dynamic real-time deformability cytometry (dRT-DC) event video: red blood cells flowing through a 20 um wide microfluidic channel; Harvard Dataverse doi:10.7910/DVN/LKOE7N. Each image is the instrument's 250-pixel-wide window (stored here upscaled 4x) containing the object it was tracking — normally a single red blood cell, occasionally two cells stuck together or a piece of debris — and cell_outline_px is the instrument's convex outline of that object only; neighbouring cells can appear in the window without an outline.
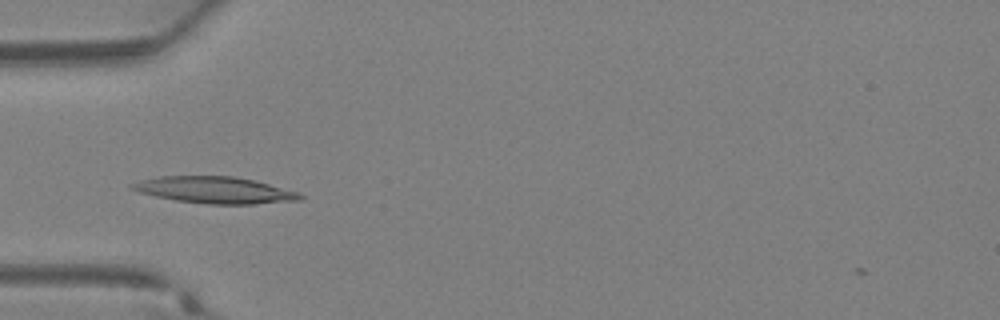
{"species": "Egyptian fruit bat (a non-hibernating species)", "species_latin": "Rousettus aegyptiacus", "temperature_condition": "warm", "stored_images_in_passage": 26, "camera_frame_rate_fps": 3000, "um_per_image_px": 0.085, "animal": {"sex": "female"}, "frame": {"image": 1, "passage_image": 1, "time_ms": 0.0, "image_size_px": [1000, 320], "cell_outline_px": [[304, 196], [300, 200], [256, 204], [208, 204], [176, 200], [156, 196], [140, 192], [128, 188], [128, 184], [140, 180], [160, 176], [232, 176], [256, 180], [300, 192]], "centroid_in_image_um": [18.28, 16.15], "position_along_channel_um": 66.7, "area_um2": 26.24}}
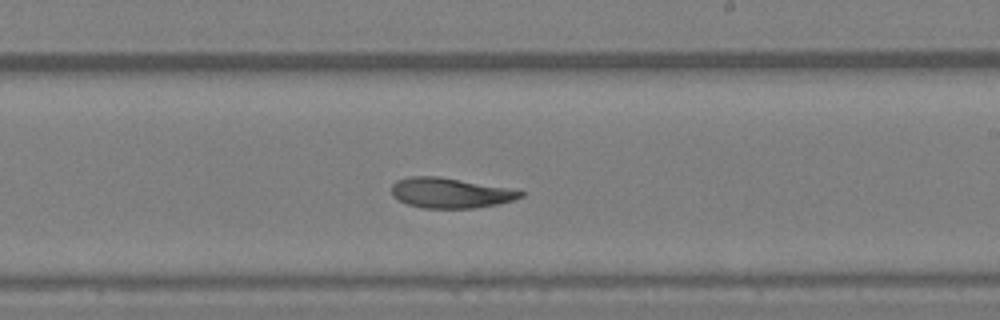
{"frame": {"image": 2, "passage_image": 11, "time_ms": 3.333, "image_size_px": [1000, 320], "cell_outline_px": [[524, 196], [512, 200], [496, 204], [476, 208], [424, 208], [408, 204], [392, 196], [392, 184], [396, 180], [408, 176], [440, 176], [520, 188], [524, 192]], "centroid_in_image_um": [38.36, 16.37], "position_along_channel_um": 250.6, "area_um2": 23.29}}
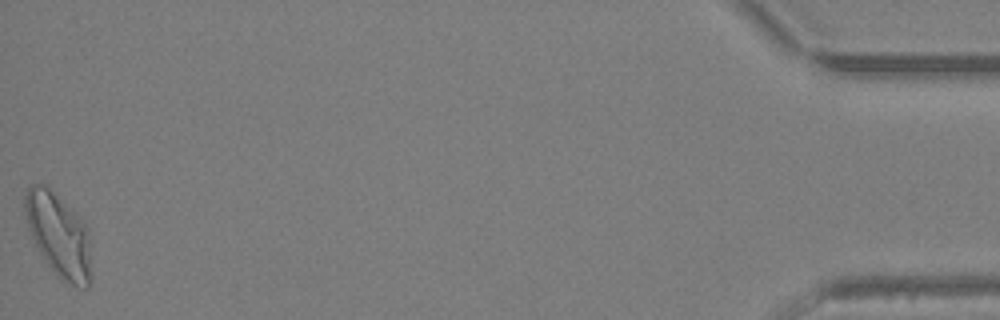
{"frame": {"image": 3, "passage_image": 26, "time_ms": 8.333, "image_size_px": [1000, 320], "cell_outline_px": [[88, 288], [76, 288], [64, 280], [48, 264], [40, 252], [28, 228], [24, 208], [24, 196], [28, 188], [32, 184], [44, 184], [76, 212], [88, 228]], "centroid_in_image_um": [4.95, 19.92], "position_along_channel_um": 430.3, "area_um2": 31.33}}